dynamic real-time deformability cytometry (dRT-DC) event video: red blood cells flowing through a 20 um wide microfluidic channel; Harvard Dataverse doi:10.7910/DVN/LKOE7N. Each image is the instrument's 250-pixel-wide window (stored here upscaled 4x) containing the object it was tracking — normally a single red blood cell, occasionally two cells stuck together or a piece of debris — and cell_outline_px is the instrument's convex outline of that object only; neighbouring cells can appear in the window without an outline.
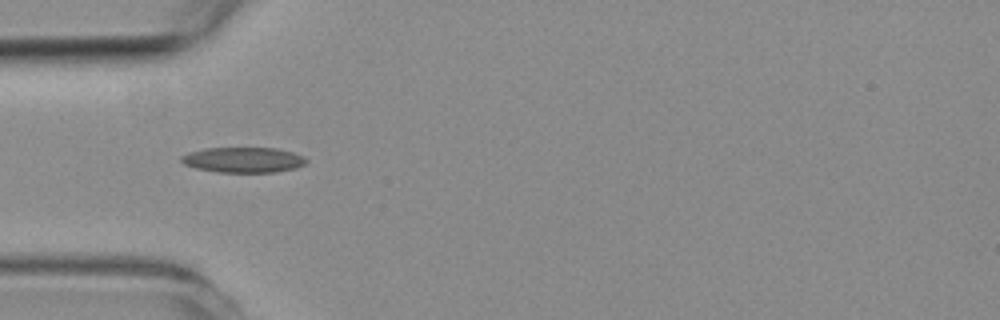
{"species": "common noctule bat (a hibernating species)", "species_latin": "Nyctalus noctula", "temperature_condition": "room temperature", "stored_images_in_passage": 8, "camera_frame_rate_fps": 3000, "um_per_image_px": 0.085, "animal": {"sex": "female", "body_mass_g": 19.3, "forearm_length_mm": 54.1}, "frame": {"image": 1, "passage_image": 2, "time_ms": 1.333, "image_size_px": [1000, 320], "cell_outline_px": [[308, 160], [304, 164], [296, 168], [276, 172], [216, 172], [196, 168], [184, 164], [180, 160], [180, 156], [188, 152], [204, 148], [276, 148], [292, 152], [304, 156]], "centroid_in_image_um": [20.67, 13.59], "position_along_channel_um": 64.3, "area_um2": 18.55}}
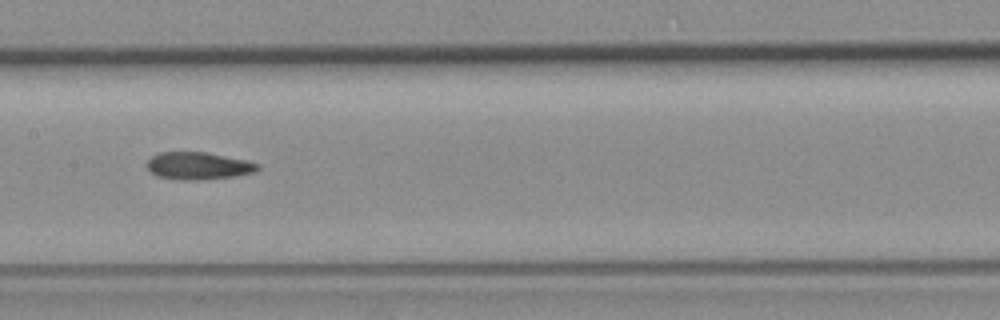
{"frame": {"image": 2, "passage_image": 5, "time_ms": 4.667, "image_size_px": [1000, 320], "cell_outline_px": [[260, 168], [256, 172], [236, 176], [200, 180], [180, 180], [156, 176], [148, 168], [148, 160], [152, 156], [160, 152], [204, 152], [248, 160], [260, 164]], "centroid_in_image_um": [16.9, 14.1], "position_along_channel_um": 190.5, "area_um2": 17.74}}
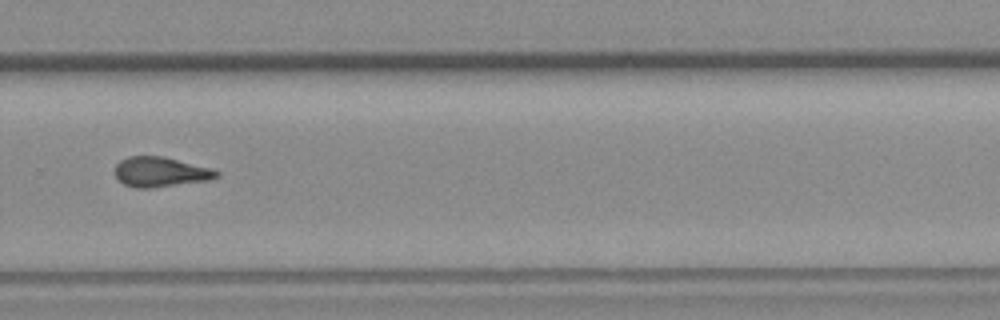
{"frame": {"image": 3, "passage_image": 8, "time_ms": 8.0, "image_size_px": [1000, 320], "cell_outline_px": [[220, 176], [208, 180], [148, 188], [136, 188], [124, 184], [112, 172], [116, 164], [120, 160], [128, 156], [164, 156], [212, 168], [220, 172]], "centroid_in_image_um": [13.62, 14.6], "position_along_channel_um": 316.2, "area_um2": 17.8}}